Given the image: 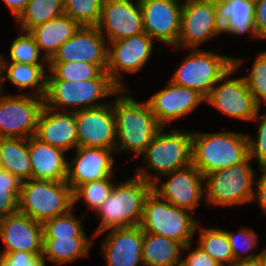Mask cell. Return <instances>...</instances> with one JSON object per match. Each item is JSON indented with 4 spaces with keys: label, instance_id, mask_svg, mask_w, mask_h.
Wrapping results in <instances>:
<instances>
[{
    "label": "cell",
    "instance_id": "obj_1",
    "mask_svg": "<svg viewBox=\"0 0 266 266\" xmlns=\"http://www.w3.org/2000/svg\"><path fill=\"white\" fill-rule=\"evenodd\" d=\"M129 89L119 90L113 101L117 151H127L140 156L162 128L151 111L149 103L128 95Z\"/></svg>",
    "mask_w": 266,
    "mask_h": 266
},
{
    "label": "cell",
    "instance_id": "obj_2",
    "mask_svg": "<svg viewBox=\"0 0 266 266\" xmlns=\"http://www.w3.org/2000/svg\"><path fill=\"white\" fill-rule=\"evenodd\" d=\"M165 129L162 127L146 150L138 156L143 158L142 162L146 166L136 168L134 174L151 184L165 174L192 164V132L181 128L165 132Z\"/></svg>",
    "mask_w": 266,
    "mask_h": 266
},
{
    "label": "cell",
    "instance_id": "obj_3",
    "mask_svg": "<svg viewBox=\"0 0 266 266\" xmlns=\"http://www.w3.org/2000/svg\"><path fill=\"white\" fill-rule=\"evenodd\" d=\"M248 135L237 131H192V164L206 176L249 157Z\"/></svg>",
    "mask_w": 266,
    "mask_h": 266
},
{
    "label": "cell",
    "instance_id": "obj_4",
    "mask_svg": "<svg viewBox=\"0 0 266 266\" xmlns=\"http://www.w3.org/2000/svg\"><path fill=\"white\" fill-rule=\"evenodd\" d=\"M152 191V184L134 174L131 179L114 183L111 194L96 211L100 223L94 235L111 228L139 226L143 217L144 201Z\"/></svg>",
    "mask_w": 266,
    "mask_h": 266
},
{
    "label": "cell",
    "instance_id": "obj_5",
    "mask_svg": "<svg viewBox=\"0 0 266 266\" xmlns=\"http://www.w3.org/2000/svg\"><path fill=\"white\" fill-rule=\"evenodd\" d=\"M119 90L110 78L47 80L44 105L58 111L77 112L106 105L109 102L101 99L115 96Z\"/></svg>",
    "mask_w": 266,
    "mask_h": 266
},
{
    "label": "cell",
    "instance_id": "obj_6",
    "mask_svg": "<svg viewBox=\"0 0 266 266\" xmlns=\"http://www.w3.org/2000/svg\"><path fill=\"white\" fill-rule=\"evenodd\" d=\"M73 209V191L66 181L29 179L21 184L18 212L43 224Z\"/></svg>",
    "mask_w": 266,
    "mask_h": 266
},
{
    "label": "cell",
    "instance_id": "obj_7",
    "mask_svg": "<svg viewBox=\"0 0 266 266\" xmlns=\"http://www.w3.org/2000/svg\"><path fill=\"white\" fill-rule=\"evenodd\" d=\"M192 214L172 205L152 190L145 198L140 226L145 233L171 238L186 246L193 243L197 225L201 222Z\"/></svg>",
    "mask_w": 266,
    "mask_h": 266
},
{
    "label": "cell",
    "instance_id": "obj_8",
    "mask_svg": "<svg viewBox=\"0 0 266 266\" xmlns=\"http://www.w3.org/2000/svg\"><path fill=\"white\" fill-rule=\"evenodd\" d=\"M250 157L204 176L207 206L232 207L253 202L256 171Z\"/></svg>",
    "mask_w": 266,
    "mask_h": 266
},
{
    "label": "cell",
    "instance_id": "obj_9",
    "mask_svg": "<svg viewBox=\"0 0 266 266\" xmlns=\"http://www.w3.org/2000/svg\"><path fill=\"white\" fill-rule=\"evenodd\" d=\"M190 50L169 81L197 90L206 98L215 83L234 66V56L219 55L200 48Z\"/></svg>",
    "mask_w": 266,
    "mask_h": 266
},
{
    "label": "cell",
    "instance_id": "obj_10",
    "mask_svg": "<svg viewBox=\"0 0 266 266\" xmlns=\"http://www.w3.org/2000/svg\"><path fill=\"white\" fill-rule=\"evenodd\" d=\"M242 61L245 59L234 57V66L215 83L205 102L227 117L252 122L261 108L255 102L245 78L243 76L232 78Z\"/></svg>",
    "mask_w": 266,
    "mask_h": 266
},
{
    "label": "cell",
    "instance_id": "obj_11",
    "mask_svg": "<svg viewBox=\"0 0 266 266\" xmlns=\"http://www.w3.org/2000/svg\"><path fill=\"white\" fill-rule=\"evenodd\" d=\"M222 35L221 5L183 1L178 49H201V46Z\"/></svg>",
    "mask_w": 266,
    "mask_h": 266
},
{
    "label": "cell",
    "instance_id": "obj_12",
    "mask_svg": "<svg viewBox=\"0 0 266 266\" xmlns=\"http://www.w3.org/2000/svg\"><path fill=\"white\" fill-rule=\"evenodd\" d=\"M0 92V138H29L35 135L44 98L29 93Z\"/></svg>",
    "mask_w": 266,
    "mask_h": 266
},
{
    "label": "cell",
    "instance_id": "obj_13",
    "mask_svg": "<svg viewBox=\"0 0 266 266\" xmlns=\"http://www.w3.org/2000/svg\"><path fill=\"white\" fill-rule=\"evenodd\" d=\"M154 40L145 32L108 43L107 68L111 81L120 89H129L123 74L140 72L153 54Z\"/></svg>",
    "mask_w": 266,
    "mask_h": 266
},
{
    "label": "cell",
    "instance_id": "obj_14",
    "mask_svg": "<svg viewBox=\"0 0 266 266\" xmlns=\"http://www.w3.org/2000/svg\"><path fill=\"white\" fill-rule=\"evenodd\" d=\"M152 184V190L172 205L193 213L205 201L204 176L193 165L163 175ZM163 182V183H162Z\"/></svg>",
    "mask_w": 266,
    "mask_h": 266
},
{
    "label": "cell",
    "instance_id": "obj_15",
    "mask_svg": "<svg viewBox=\"0 0 266 266\" xmlns=\"http://www.w3.org/2000/svg\"><path fill=\"white\" fill-rule=\"evenodd\" d=\"M144 32L175 48L180 35L183 0H139Z\"/></svg>",
    "mask_w": 266,
    "mask_h": 266
},
{
    "label": "cell",
    "instance_id": "obj_16",
    "mask_svg": "<svg viewBox=\"0 0 266 266\" xmlns=\"http://www.w3.org/2000/svg\"><path fill=\"white\" fill-rule=\"evenodd\" d=\"M96 27L107 43L144 33L139 0H104Z\"/></svg>",
    "mask_w": 266,
    "mask_h": 266
},
{
    "label": "cell",
    "instance_id": "obj_17",
    "mask_svg": "<svg viewBox=\"0 0 266 266\" xmlns=\"http://www.w3.org/2000/svg\"><path fill=\"white\" fill-rule=\"evenodd\" d=\"M79 147L111 149L115 152L116 128L113 103L75 112Z\"/></svg>",
    "mask_w": 266,
    "mask_h": 266
},
{
    "label": "cell",
    "instance_id": "obj_18",
    "mask_svg": "<svg viewBox=\"0 0 266 266\" xmlns=\"http://www.w3.org/2000/svg\"><path fill=\"white\" fill-rule=\"evenodd\" d=\"M165 85L146 100L162 127L170 123L172 125V121L185 117L205 102V97L197 90L174 84L171 81Z\"/></svg>",
    "mask_w": 266,
    "mask_h": 266
},
{
    "label": "cell",
    "instance_id": "obj_19",
    "mask_svg": "<svg viewBox=\"0 0 266 266\" xmlns=\"http://www.w3.org/2000/svg\"><path fill=\"white\" fill-rule=\"evenodd\" d=\"M108 43L96 26H81L65 41L49 62L83 61L107 68Z\"/></svg>",
    "mask_w": 266,
    "mask_h": 266
},
{
    "label": "cell",
    "instance_id": "obj_20",
    "mask_svg": "<svg viewBox=\"0 0 266 266\" xmlns=\"http://www.w3.org/2000/svg\"><path fill=\"white\" fill-rule=\"evenodd\" d=\"M108 234L103 238L100 249L107 266H144L143 235L141 226L111 228L94 237Z\"/></svg>",
    "mask_w": 266,
    "mask_h": 266
},
{
    "label": "cell",
    "instance_id": "obj_21",
    "mask_svg": "<svg viewBox=\"0 0 266 266\" xmlns=\"http://www.w3.org/2000/svg\"><path fill=\"white\" fill-rule=\"evenodd\" d=\"M114 155L111 149L78 146L67 165L66 182L72 191L84 183L111 178L115 171Z\"/></svg>",
    "mask_w": 266,
    "mask_h": 266
},
{
    "label": "cell",
    "instance_id": "obj_22",
    "mask_svg": "<svg viewBox=\"0 0 266 266\" xmlns=\"http://www.w3.org/2000/svg\"><path fill=\"white\" fill-rule=\"evenodd\" d=\"M0 239L5 245L0 254L18 251L43 254L42 224L23 213L0 218Z\"/></svg>",
    "mask_w": 266,
    "mask_h": 266
},
{
    "label": "cell",
    "instance_id": "obj_23",
    "mask_svg": "<svg viewBox=\"0 0 266 266\" xmlns=\"http://www.w3.org/2000/svg\"><path fill=\"white\" fill-rule=\"evenodd\" d=\"M38 140L65 152L78 147L75 112L58 111L43 106L34 135Z\"/></svg>",
    "mask_w": 266,
    "mask_h": 266
},
{
    "label": "cell",
    "instance_id": "obj_24",
    "mask_svg": "<svg viewBox=\"0 0 266 266\" xmlns=\"http://www.w3.org/2000/svg\"><path fill=\"white\" fill-rule=\"evenodd\" d=\"M28 151L32 165V179L66 181L67 152L38 140L35 136L28 138Z\"/></svg>",
    "mask_w": 266,
    "mask_h": 266
},
{
    "label": "cell",
    "instance_id": "obj_25",
    "mask_svg": "<svg viewBox=\"0 0 266 266\" xmlns=\"http://www.w3.org/2000/svg\"><path fill=\"white\" fill-rule=\"evenodd\" d=\"M47 73L48 65L0 62V90L3 92L2 85L7 80L19 90L31 89L30 95L44 98Z\"/></svg>",
    "mask_w": 266,
    "mask_h": 266
},
{
    "label": "cell",
    "instance_id": "obj_26",
    "mask_svg": "<svg viewBox=\"0 0 266 266\" xmlns=\"http://www.w3.org/2000/svg\"><path fill=\"white\" fill-rule=\"evenodd\" d=\"M80 27L76 21L64 14L33 28L30 33L39 46L41 53L49 61L59 47L73 37Z\"/></svg>",
    "mask_w": 266,
    "mask_h": 266
},
{
    "label": "cell",
    "instance_id": "obj_27",
    "mask_svg": "<svg viewBox=\"0 0 266 266\" xmlns=\"http://www.w3.org/2000/svg\"><path fill=\"white\" fill-rule=\"evenodd\" d=\"M221 5L222 34L244 35L257 39L254 30L255 2L252 0H223Z\"/></svg>",
    "mask_w": 266,
    "mask_h": 266
},
{
    "label": "cell",
    "instance_id": "obj_28",
    "mask_svg": "<svg viewBox=\"0 0 266 266\" xmlns=\"http://www.w3.org/2000/svg\"><path fill=\"white\" fill-rule=\"evenodd\" d=\"M1 169L21 182L32 179V165L27 138H0Z\"/></svg>",
    "mask_w": 266,
    "mask_h": 266
},
{
    "label": "cell",
    "instance_id": "obj_29",
    "mask_svg": "<svg viewBox=\"0 0 266 266\" xmlns=\"http://www.w3.org/2000/svg\"><path fill=\"white\" fill-rule=\"evenodd\" d=\"M182 249L176 240L144 232V266H181Z\"/></svg>",
    "mask_w": 266,
    "mask_h": 266
},
{
    "label": "cell",
    "instance_id": "obj_30",
    "mask_svg": "<svg viewBox=\"0 0 266 266\" xmlns=\"http://www.w3.org/2000/svg\"><path fill=\"white\" fill-rule=\"evenodd\" d=\"M91 237L43 239L42 256L45 266H47L46 260L59 266L80 257H87L94 243L92 239H95L94 234Z\"/></svg>",
    "mask_w": 266,
    "mask_h": 266
},
{
    "label": "cell",
    "instance_id": "obj_31",
    "mask_svg": "<svg viewBox=\"0 0 266 266\" xmlns=\"http://www.w3.org/2000/svg\"><path fill=\"white\" fill-rule=\"evenodd\" d=\"M64 14V0H30L15 22L20 30L30 32L33 28Z\"/></svg>",
    "mask_w": 266,
    "mask_h": 266
},
{
    "label": "cell",
    "instance_id": "obj_32",
    "mask_svg": "<svg viewBox=\"0 0 266 266\" xmlns=\"http://www.w3.org/2000/svg\"><path fill=\"white\" fill-rule=\"evenodd\" d=\"M197 228H199V236L195 245L216 260L220 266H233L232 248L226 230L202 227L199 223Z\"/></svg>",
    "mask_w": 266,
    "mask_h": 266
},
{
    "label": "cell",
    "instance_id": "obj_33",
    "mask_svg": "<svg viewBox=\"0 0 266 266\" xmlns=\"http://www.w3.org/2000/svg\"><path fill=\"white\" fill-rule=\"evenodd\" d=\"M92 78H110L98 65L83 61L49 62L47 80L81 81Z\"/></svg>",
    "mask_w": 266,
    "mask_h": 266
},
{
    "label": "cell",
    "instance_id": "obj_34",
    "mask_svg": "<svg viewBox=\"0 0 266 266\" xmlns=\"http://www.w3.org/2000/svg\"><path fill=\"white\" fill-rule=\"evenodd\" d=\"M20 34L13 40L9 49V58L4 59L0 53V62H15L30 65H48L49 61L41 53L32 34L28 31H19Z\"/></svg>",
    "mask_w": 266,
    "mask_h": 266
},
{
    "label": "cell",
    "instance_id": "obj_35",
    "mask_svg": "<svg viewBox=\"0 0 266 266\" xmlns=\"http://www.w3.org/2000/svg\"><path fill=\"white\" fill-rule=\"evenodd\" d=\"M73 211L74 208L66 214L45 221L42 224L43 239L88 238L81 219Z\"/></svg>",
    "mask_w": 266,
    "mask_h": 266
},
{
    "label": "cell",
    "instance_id": "obj_36",
    "mask_svg": "<svg viewBox=\"0 0 266 266\" xmlns=\"http://www.w3.org/2000/svg\"><path fill=\"white\" fill-rule=\"evenodd\" d=\"M112 179L113 177L87 182L77 187L73 191V208L78 201L83 200L90 211L92 209L95 213L111 194L114 186Z\"/></svg>",
    "mask_w": 266,
    "mask_h": 266
},
{
    "label": "cell",
    "instance_id": "obj_37",
    "mask_svg": "<svg viewBox=\"0 0 266 266\" xmlns=\"http://www.w3.org/2000/svg\"><path fill=\"white\" fill-rule=\"evenodd\" d=\"M226 234L232 248L233 265L238 262L255 260L258 258L259 253H254V251H252L257 248L259 244L258 234L255 230L246 226H241L238 232L234 233L226 230Z\"/></svg>",
    "mask_w": 266,
    "mask_h": 266
},
{
    "label": "cell",
    "instance_id": "obj_38",
    "mask_svg": "<svg viewBox=\"0 0 266 266\" xmlns=\"http://www.w3.org/2000/svg\"><path fill=\"white\" fill-rule=\"evenodd\" d=\"M104 0H64L65 15L80 26H97Z\"/></svg>",
    "mask_w": 266,
    "mask_h": 266
},
{
    "label": "cell",
    "instance_id": "obj_39",
    "mask_svg": "<svg viewBox=\"0 0 266 266\" xmlns=\"http://www.w3.org/2000/svg\"><path fill=\"white\" fill-rule=\"evenodd\" d=\"M21 184L13 174L0 169V218L18 212Z\"/></svg>",
    "mask_w": 266,
    "mask_h": 266
},
{
    "label": "cell",
    "instance_id": "obj_40",
    "mask_svg": "<svg viewBox=\"0 0 266 266\" xmlns=\"http://www.w3.org/2000/svg\"><path fill=\"white\" fill-rule=\"evenodd\" d=\"M253 61L251 68H246L250 71L243 77L255 102L261 108L262 103L266 104V50L259 51Z\"/></svg>",
    "mask_w": 266,
    "mask_h": 266
},
{
    "label": "cell",
    "instance_id": "obj_41",
    "mask_svg": "<svg viewBox=\"0 0 266 266\" xmlns=\"http://www.w3.org/2000/svg\"><path fill=\"white\" fill-rule=\"evenodd\" d=\"M261 111L253 118L252 122L259 123L256 137L248 138L249 157L251 160H257L260 170H266V110L264 114L260 115Z\"/></svg>",
    "mask_w": 266,
    "mask_h": 266
},
{
    "label": "cell",
    "instance_id": "obj_42",
    "mask_svg": "<svg viewBox=\"0 0 266 266\" xmlns=\"http://www.w3.org/2000/svg\"><path fill=\"white\" fill-rule=\"evenodd\" d=\"M0 266H45L43 256L29 252L0 254Z\"/></svg>",
    "mask_w": 266,
    "mask_h": 266
},
{
    "label": "cell",
    "instance_id": "obj_43",
    "mask_svg": "<svg viewBox=\"0 0 266 266\" xmlns=\"http://www.w3.org/2000/svg\"><path fill=\"white\" fill-rule=\"evenodd\" d=\"M192 245L193 243L183 246L182 250L189 252L186 257H184L182 253L181 266H220L219 263L206 252L201 250L198 246L192 248Z\"/></svg>",
    "mask_w": 266,
    "mask_h": 266
},
{
    "label": "cell",
    "instance_id": "obj_44",
    "mask_svg": "<svg viewBox=\"0 0 266 266\" xmlns=\"http://www.w3.org/2000/svg\"><path fill=\"white\" fill-rule=\"evenodd\" d=\"M254 30L257 39L266 40V0L255 2Z\"/></svg>",
    "mask_w": 266,
    "mask_h": 266
},
{
    "label": "cell",
    "instance_id": "obj_45",
    "mask_svg": "<svg viewBox=\"0 0 266 266\" xmlns=\"http://www.w3.org/2000/svg\"><path fill=\"white\" fill-rule=\"evenodd\" d=\"M261 176L256 177L253 202L257 201L259 208L266 213V170H261Z\"/></svg>",
    "mask_w": 266,
    "mask_h": 266
},
{
    "label": "cell",
    "instance_id": "obj_46",
    "mask_svg": "<svg viewBox=\"0 0 266 266\" xmlns=\"http://www.w3.org/2000/svg\"><path fill=\"white\" fill-rule=\"evenodd\" d=\"M30 0H3L14 20L21 14Z\"/></svg>",
    "mask_w": 266,
    "mask_h": 266
},
{
    "label": "cell",
    "instance_id": "obj_47",
    "mask_svg": "<svg viewBox=\"0 0 266 266\" xmlns=\"http://www.w3.org/2000/svg\"><path fill=\"white\" fill-rule=\"evenodd\" d=\"M233 266H262V264L257 258L255 260L238 262V263H235Z\"/></svg>",
    "mask_w": 266,
    "mask_h": 266
},
{
    "label": "cell",
    "instance_id": "obj_48",
    "mask_svg": "<svg viewBox=\"0 0 266 266\" xmlns=\"http://www.w3.org/2000/svg\"><path fill=\"white\" fill-rule=\"evenodd\" d=\"M258 260L261 262L262 266H266V248L259 252Z\"/></svg>",
    "mask_w": 266,
    "mask_h": 266
},
{
    "label": "cell",
    "instance_id": "obj_49",
    "mask_svg": "<svg viewBox=\"0 0 266 266\" xmlns=\"http://www.w3.org/2000/svg\"><path fill=\"white\" fill-rule=\"evenodd\" d=\"M191 1L221 4L223 0H191Z\"/></svg>",
    "mask_w": 266,
    "mask_h": 266
}]
</instances>
